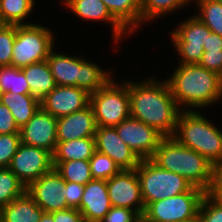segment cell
Listing matches in <instances>:
<instances>
[{"mask_svg": "<svg viewBox=\"0 0 222 222\" xmlns=\"http://www.w3.org/2000/svg\"><path fill=\"white\" fill-rule=\"evenodd\" d=\"M50 213L53 216L54 222H85L83 215L75 208L53 211Z\"/></svg>", "mask_w": 222, "mask_h": 222, "instance_id": "41", "label": "cell"}, {"mask_svg": "<svg viewBox=\"0 0 222 222\" xmlns=\"http://www.w3.org/2000/svg\"><path fill=\"white\" fill-rule=\"evenodd\" d=\"M130 117L156 129L164 137H172L180 109L172 96L166 79L148 77L142 81L129 80Z\"/></svg>", "mask_w": 222, "mask_h": 222, "instance_id": "1", "label": "cell"}, {"mask_svg": "<svg viewBox=\"0 0 222 222\" xmlns=\"http://www.w3.org/2000/svg\"><path fill=\"white\" fill-rule=\"evenodd\" d=\"M166 80L181 111H199L222 99V77L198 63L178 64Z\"/></svg>", "mask_w": 222, "mask_h": 222, "instance_id": "2", "label": "cell"}, {"mask_svg": "<svg viewBox=\"0 0 222 222\" xmlns=\"http://www.w3.org/2000/svg\"><path fill=\"white\" fill-rule=\"evenodd\" d=\"M16 38V25L0 24V66H10Z\"/></svg>", "mask_w": 222, "mask_h": 222, "instance_id": "34", "label": "cell"}, {"mask_svg": "<svg viewBox=\"0 0 222 222\" xmlns=\"http://www.w3.org/2000/svg\"><path fill=\"white\" fill-rule=\"evenodd\" d=\"M85 185L79 183L65 181V187L62 190L65 194L67 205L69 208L78 209L82 199Z\"/></svg>", "mask_w": 222, "mask_h": 222, "instance_id": "38", "label": "cell"}, {"mask_svg": "<svg viewBox=\"0 0 222 222\" xmlns=\"http://www.w3.org/2000/svg\"><path fill=\"white\" fill-rule=\"evenodd\" d=\"M206 192L193 186L188 192L145 206L143 222H197L201 201Z\"/></svg>", "mask_w": 222, "mask_h": 222, "instance_id": "9", "label": "cell"}, {"mask_svg": "<svg viewBox=\"0 0 222 222\" xmlns=\"http://www.w3.org/2000/svg\"><path fill=\"white\" fill-rule=\"evenodd\" d=\"M26 192V187L8 168H0V209Z\"/></svg>", "mask_w": 222, "mask_h": 222, "instance_id": "31", "label": "cell"}, {"mask_svg": "<svg viewBox=\"0 0 222 222\" xmlns=\"http://www.w3.org/2000/svg\"><path fill=\"white\" fill-rule=\"evenodd\" d=\"M135 170L139 179L144 206L188 192L193 187L184 177L160 168L151 159L141 160Z\"/></svg>", "mask_w": 222, "mask_h": 222, "instance_id": "6", "label": "cell"}, {"mask_svg": "<svg viewBox=\"0 0 222 222\" xmlns=\"http://www.w3.org/2000/svg\"><path fill=\"white\" fill-rule=\"evenodd\" d=\"M30 88V94L41 100L55 87L56 83L47 60L21 68Z\"/></svg>", "mask_w": 222, "mask_h": 222, "instance_id": "22", "label": "cell"}, {"mask_svg": "<svg viewBox=\"0 0 222 222\" xmlns=\"http://www.w3.org/2000/svg\"><path fill=\"white\" fill-rule=\"evenodd\" d=\"M197 222H222V197L206 192L200 204Z\"/></svg>", "mask_w": 222, "mask_h": 222, "instance_id": "33", "label": "cell"}, {"mask_svg": "<svg viewBox=\"0 0 222 222\" xmlns=\"http://www.w3.org/2000/svg\"><path fill=\"white\" fill-rule=\"evenodd\" d=\"M52 164L53 168H55L65 181L86 185L93 179L90 172L89 160H71Z\"/></svg>", "mask_w": 222, "mask_h": 222, "instance_id": "29", "label": "cell"}, {"mask_svg": "<svg viewBox=\"0 0 222 222\" xmlns=\"http://www.w3.org/2000/svg\"><path fill=\"white\" fill-rule=\"evenodd\" d=\"M90 104V94L76 86L56 87L40 100L41 108L55 118L80 111Z\"/></svg>", "mask_w": 222, "mask_h": 222, "instance_id": "16", "label": "cell"}, {"mask_svg": "<svg viewBox=\"0 0 222 222\" xmlns=\"http://www.w3.org/2000/svg\"><path fill=\"white\" fill-rule=\"evenodd\" d=\"M204 51L222 50V37L216 33H210L207 36L206 44L203 46Z\"/></svg>", "mask_w": 222, "mask_h": 222, "instance_id": "42", "label": "cell"}, {"mask_svg": "<svg viewBox=\"0 0 222 222\" xmlns=\"http://www.w3.org/2000/svg\"><path fill=\"white\" fill-rule=\"evenodd\" d=\"M20 144V133L0 134V168L9 167Z\"/></svg>", "mask_w": 222, "mask_h": 222, "instance_id": "35", "label": "cell"}, {"mask_svg": "<svg viewBox=\"0 0 222 222\" xmlns=\"http://www.w3.org/2000/svg\"><path fill=\"white\" fill-rule=\"evenodd\" d=\"M96 151L108 155L121 170H134L140 159L118 136L115 127H97L95 132Z\"/></svg>", "mask_w": 222, "mask_h": 222, "instance_id": "17", "label": "cell"}, {"mask_svg": "<svg viewBox=\"0 0 222 222\" xmlns=\"http://www.w3.org/2000/svg\"><path fill=\"white\" fill-rule=\"evenodd\" d=\"M95 151V137L57 142L55 151L52 154V163L71 160H89Z\"/></svg>", "mask_w": 222, "mask_h": 222, "instance_id": "24", "label": "cell"}, {"mask_svg": "<svg viewBox=\"0 0 222 222\" xmlns=\"http://www.w3.org/2000/svg\"><path fill=\"white\" fill-rule=\"evenodd\" d=\"M208 193L222 197V157L212 167V183Z\"/></svg>", "mask_w": 222, "mask_h": 222, "instance_id": "40", "label": "cell"}, {"mask_svg": "<svg viewBox=\"0 0 222 222\" xmlns=\"http://www.w3.org/2000/svg\"><path fill=\"white\" fill-rule=\"evenodd\" d=\"M111 14L132 34L141 27L140 0H102Z\"/></svg>", "mask_w": 222, "mask_h": 222, "instance_id": "25", "label": "cell"}, {"mask_svg": "<svg viewBox=\"0 0 222 222\" xmlns=\"http://www.w3.org/2000/svg\"><path fill=\"white\" fill-rule=\"evenodd\" d=\"M200 111H180L173 137L214 164L222 157V130Z\"/></svg>", "mask_w": 222, "mask_h": 222, "instance_id": "5", "label": "cell"}, {"mask_svg": "<svg viewBox=\"0 0 222 222\" xmlns=\"http://www.w3.org/2000/svg\"><path fill=\"white\" fill-rule=\"evenodd\" d=\"M112 208L106 180L92 179L84 188L78 210L85 222H100Z\"/></svg>", "mask_w": 222, "mask_h": 222, "instance_id": "20", "label": "cell"}, {"mask_svg": "<svg viewBox=\"0 0 222 222\" xmlns=\"http://www.w3.org/2000/svg\"><path fill=\"white\" fill-rule=\"evenodd\" d=\"M35 0H0V24L30 25L25 22L32 14Z\"/></svg>", "mask_w": 222, "mask_h": 222, "instance_id": "26", "label": "cell"}, {"mask_svg": "<svg viewBox=\"0 0 222 222\" xmlns=\"http://www.w3.org/2000/svg\"><path fill=\"white\" fill-rule=\"evenodd\" d=\"M65 180L52 168L32 182L26 192L44 212L69 209L64 192Z\"/></svg>", "mask_w": 222, "mask_h": 222, "instance_id": "14", "label": "cell"}, {"mask_svg": "<svg viewBox=\"0 0 222 222\" xmlns=\"http://www.w3.org/2000/svg\"><path fill=\"white\" fill-rule=\"evenodd\" d=\"M39 222H54V219L50 212H44Z\"/></svg>", "mask_w": 222, "mask_h": 222, "instance_id": "43", "label": "cell"}, {"mask_svg": "<svg viewBox=\"0 0 222 222\" xmlns=\"http://www.w3.org/2000/svg\"><path fill=\"white\" fill-rule=\"evenodd\" d=\"M118 136L140 160L151 159L164 136L140 120L129 117L114 126Z\"/></svg>", "mask_w": 222, "mask_h": 222, "instance_id": "12", "label": "cell"}, {"mask_svg": "<svg viewBox=\"0 0 222 222\" xmlns=\"http://www.w3.org/2000/svg\"><path fill=\"white\" fill-rule=\"evenodd\" d=\"M192 0H140L141 26L187 7Z\"/></svg>", "mask_w": 222, "mask_h": 222, "instance_id": "27", "label": "cell"}, {"mask_svg": "<svg viewBox=\"0 0 222 222\" xmlns=\"http://www.w3.org/2000/svg\"><path fill=\"white\" fill-rule=\"evenodd\" d=\"M73 14L87 21L106 22L113 31L114 43L118 44L123 36L131 33L111 14L108 7L102 0H61Z\"/></svg>", "mask_w": 222, "mask_h": 222, "instance_id": "18", "label": "cell"}, {"mask_svg": "<svg viewBox=\"0 0 222 222\" xmlns=\"http://www.w3.org/2000/svg\"><path fill=\"white\" fill-rule=\"evenodd\" d=\"M1 93L30 94V88L21 68L15 66H0Z\"/></svg>", "mask_w": 222, "mask_h": 222, "instance_id": "30", "label": "cell"}, {"mask_svg": "<svg viewBox=\"0 0 222 222\" xmlns=\"http://www.w3.org/2000/svg\"><path fill=\"white\" fill-rule=\"evenodd\" d=\"M57 118L41 107L19 130L21 143L31 145L54 153L57 144Z\"/></svg>", "mask_w": 222, "mask_h": 222, "instance_id": "15", "label": "cell"}, {"mask_svg": "<svg viewBox=\"0 0 222 222\" xmlns=\"http://www.w3.org/2000/svg\"><path fill=\"white\" fill-rule=\"evenodd\" d=\"M142 217L134 210L112 206L100 222H141Z\"/></svg>", "mask_w": 222, "mask_h": 222, "instance_id": "36", "label": "cell"}, {"mask_svg": "<svg viewBox=\"0 0 222 222\" xmlns=\"http://www.w3.org/2000/svg\"><path fill=\"white\" fill-rule=\"evenodd\" d=\"M53 168L52 154L45 149L19 145L8 167L27 188L32 182L39 179Z\"/></svg>", "mask_w": 222, "mask_h": 222, "instance_id": "11", "label": "cell"}, {"mask_svg": "<svg viewBox=\"0 0 222 222\" xmlns=\"http://www.w3.org/2000/svg\"><path fill=\"white\" fill-rule=\"evenodd\" d=\"M151 160L160 168L181 175L205 192L211 186L213 164L196 151L180 144L173 136L161 140Z\"/></svg>", "mask_w": 222, "mask_h": 222, "instance_id": "3", "label": "cell"}, {"mask_svg": "<svg viewBox=\"0 0 222 222\" xmlns=\"http://www.w3.org/2000/svg\"><path fill=\"white\" fill-rule=\"evenodd\" d=\"M198 7L194 15L204 23L212 33L222 37V3L216 0H192Z\"/></svg>", "mask_w": 222, "mask_h": 222, "instance_id": "28", "label": "cell"}, {"mask_svg": "<svg viewBox=\"0 0 222 222\" xmlns=\"http://www.w3.org/2000/svg\"><path fill=\"white\" fill-rule=\"evenodd\" d=\"M89 165L93 179L108 180L121 171L113 159L98 151L89 159Z\"/></svg>", "mask_w": 222, "mask_h": 222, "instance_id": "32", "label": "cell"}, {"mask_svg": "<svg viewBox=\"0 0 222 222\" xmlns=\"http://www.w3.org/2000/svg\"><path fill=\"white\" fill-rule=\"evenodd\" d=\"M19 130L9 108L0 102V134L19 133Z\"/></svg>", "mask_w": 222, "mask_h": 222, "instance_id": "39", "label": "cell"}, {"mask_svg": "<svg viewBox=\"0 0 222 222\" xmlns=\"http://www.w3.org/2000/svg\"><path fill=\"white\" fill-rule=\"evenodd\" d=\"M54 50L50 51L47 62L56 85L76 86L91 94L104 87L114 76L112 71L100 68L95 62Z\"/></svg>", "mask_w": 222, "mask_h": 222, "instance_id": "4", "label": "cell"}, {"mask_svg": "<svg viewBox=\"0 0 222 222\" xmlns=\"http://www.w3.org/2000/svg\"><path fill=\"white\" fill-rule=\"evenodd\" d=\"M198 64L222 77V50L204 51Z\"/></svg>", "mask_w": 222, "mask_h": 222, "instance_id": "37", "label": "cell"}, {"mask_svg": "<svg viewBox=\"0 0 222 222\" xmlns=\"http://www.w3.org/2000/svg\"><path fill=\"white\" fill-rule=\"evenodd\" d=\"M1 103L9 108L19 128L28 123L41 107L40 100L31 94L1 93Z\"/></svg>", "mask_w": 222, "mask_h": 222, "instance_id": "23", "label": "cell"}, {"mask_svg": "<svg viewBox=\"0 0 222 222\" xmlns=\"http://www.w3.org/2000/svg\"><path fill=\"white\" fill-rule=\"evenodd\" d=\"M97 124L89 104L80 111L57 118V142L95 137Z\"/></svg>", "mask_w": 222, "mask_h": 222, "instance_id": "19", "label": "cell"}, {"mask_svg": "<svg viewBox=\"0 0 222 222\" xmlns=\"http://www.w3.org/2000/svg\"><path fill=\"white\" fill-rule=\"evenodd\" d=\"M53 33L50 28L41 24L16 25L11 65L23 68L47 60L55 47Z\"/></svg>", "mask_w": 222, "mask_h": 222, "instance_id": "8", "label": "cell"}, {"mask_svg": "<svg viewBox=\"0 0 222 222\" xmlns=\"http://www.w3.org/2000/svg\"><path fill=\"white\" fill-rule=\"evenodd\" d=\"M211 30L195 15L189 16L171 30L170 41L179 55L178 64L199 63L204 53L203 46Z\"/></svg>", "mask_w": 222, "mask_h": 222, "instance_id": "10", "label": "cell"}, {"mask_svg": "<svg viewBox=\"0 0 222 222\" xmlns=\"http://www.w3.org/2000/svg\"><path fill=\"white\" fill-rule=\"evenodd\" d=\"M90 105L97 127H114L130 117L129 80L112 78L104 87L90 94Z\"/></svg>", "mask_w": 222, "mask_h": 222, "instance_id": "7", "label": "cell"}, {"mask_svg": "<svg viewBox=\"0 0 222 222\" xmlns=\"http://www.w3.org/2000/svg\"><path fill=\"white\" fill-rule=\"evenodd\" d=\"M106 186L112 206L132 209L142 217L145 206L135 169L121 170L106 180Z\"/></svg>", "mask_w": 222, "mask_h": 222, "instance_id": "13", "label": "cell"}, {"mask_svg": "<svg viewBox=\"0 0 222 222\" xmlns=\"http://www.w3.org/2000/svg\"><path fill=\"white\" fill-rule=\"evenodd\" d=\"M44 211L25 192L0 209V222H39Z\"/></svg>", "mask_w": 222, "mask_h": 222, "instance_id": "21", "label": "cell"}]
</instances>
